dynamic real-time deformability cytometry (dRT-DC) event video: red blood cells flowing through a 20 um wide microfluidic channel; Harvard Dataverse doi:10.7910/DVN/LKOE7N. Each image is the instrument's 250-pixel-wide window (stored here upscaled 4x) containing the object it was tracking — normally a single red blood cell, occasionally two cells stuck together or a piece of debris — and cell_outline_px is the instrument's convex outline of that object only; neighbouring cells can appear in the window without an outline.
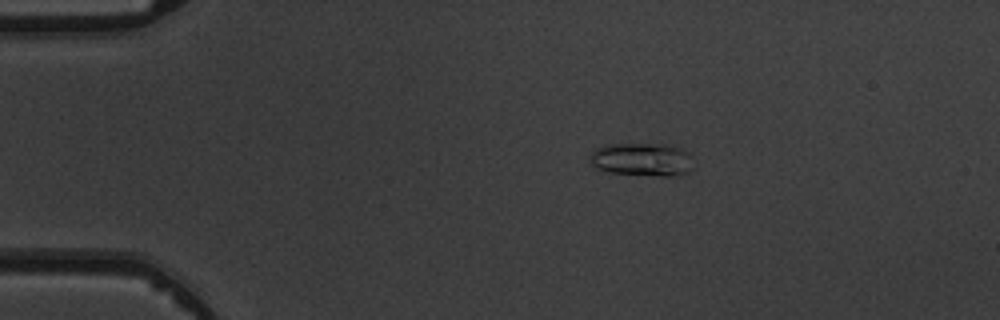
{"species": "common noctule bat (a hibernating species)", "species_latin": "Nyctalus noctula", "temperature_condition": "warm", "stored_images_in_passage": 4, "camera_frame_rate_fps": 3000, "um_per_image_px": 0.085, "animal": {"sex": "male", "body_mass_g": 19.5, "forearm_length_mm": 54.6}, "frame": {"image": 1, "passage_image": 2, "time_ms": 1.333, "image_size_px": [1000, 320], "cell_outline_px": [[692, 168], [688, 172], [676, 176], [660, 176], [612, 172], [596, 168], [588, 160], [588, 156], [596, 148], [612, 144], [664, 144], [680, 148], [688, 152]], "centroid_in_image_um": [54.55, 13.55], "position_along_channel_um": 30.4, "area_um2": 19.88}}